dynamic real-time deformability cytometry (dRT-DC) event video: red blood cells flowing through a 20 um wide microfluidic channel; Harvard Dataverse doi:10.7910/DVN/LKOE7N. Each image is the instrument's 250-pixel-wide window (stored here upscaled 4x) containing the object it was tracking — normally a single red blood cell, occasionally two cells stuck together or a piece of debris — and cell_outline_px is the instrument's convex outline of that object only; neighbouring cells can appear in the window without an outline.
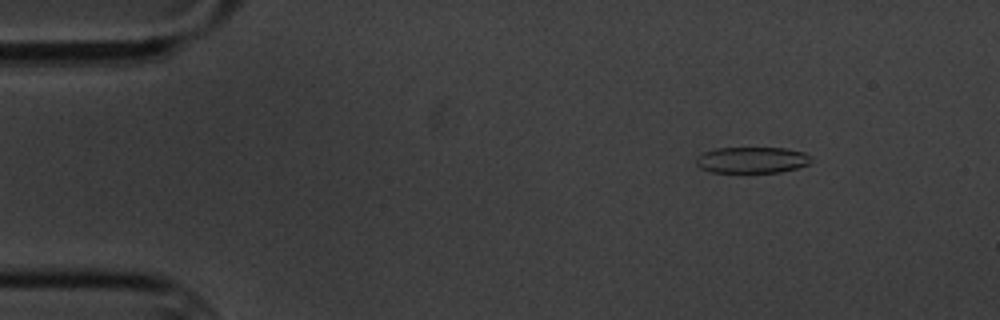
{"species": "common noctule bat (a hibernating species)", "species_latin": "Nyctalus noctula", "temperature_condition": "cold", "stored_images_in_passage": 10, "camera_frame_rate_fps": 3000, "um_per_image_px": 0.085, "animal": {"sex": "male", "body_mass_g": 20.1, "forearm_length_mm": 53.5}, "frame": {"image": 1, "passage_image": 2, "time_ms": 1.0, "image_size_px": [1000, 320], "cell_outline_px": [[812, 160], [808, 164], [796, 168], [780, 172], [712, 172], [700, 168], [696, 164], [696, 156], [704, 152], [716, 148], [784, 148], [804, 152]], "centroid_in_image_um": [63.88, 13.6], "position_along_channel_um": 21.1, "area_um2": 17.46}}
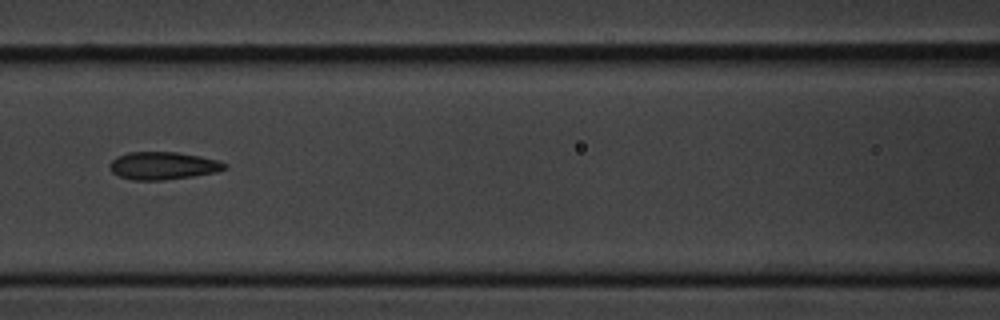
{"frame": {"image": 2, "passage_image": 7, "time_ms": 7.0, "image_size_px": [1000, 320], "cell_outline_px": [[228, 168], [216, 172], [192, 176], [164, 180], [132, 180], [120, 176], [112, 172], [108, 168], [108, 164], [116, 156], [128, 152], [176, 152], [200, 156], [220, 160], [228, 164]], "centroid_in_image_um": [13.86, 14.08], "position_along_channel_um": 152.7, "area_um2": 18.73}}
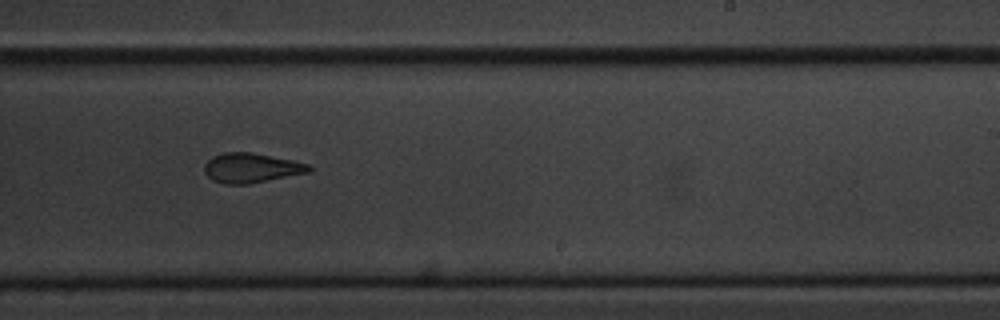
{"frame": {"image": 3, "passage_image": 10, "time_ms": 10.333, "image_size_px": [1000, 320], "cell_outline_px": [[312, 172], [248, 184], [224, 184], [212, 180], [204, 172], [204, 164], [212, 156], [224, 152], [252, 152], [292, 160], [308, 164], [312, 168]], "centroid_in_image_um": [21.35, 14.27], "position_along_channel_um": 267.6, "area_um2": 18.21}}